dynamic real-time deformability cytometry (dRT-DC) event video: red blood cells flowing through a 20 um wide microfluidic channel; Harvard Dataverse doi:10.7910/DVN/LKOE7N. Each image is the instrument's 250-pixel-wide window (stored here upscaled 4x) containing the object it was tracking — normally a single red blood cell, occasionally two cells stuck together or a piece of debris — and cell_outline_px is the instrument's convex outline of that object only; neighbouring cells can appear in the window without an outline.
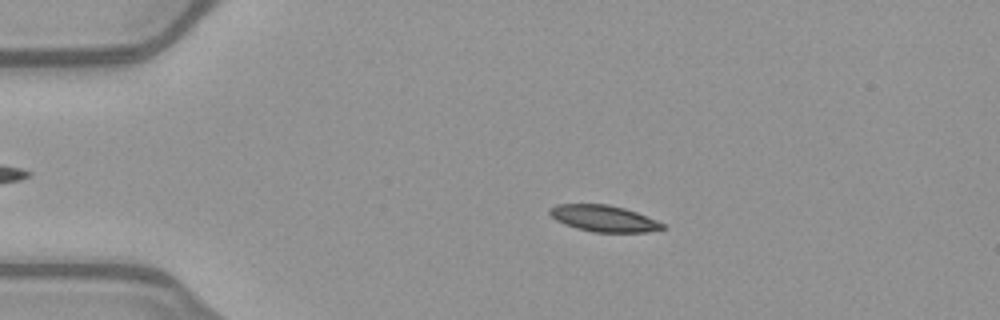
{"species": "common noctule bat (a hibernating species)", "species_latin": "Nyctalus noctula", "temperature_condition": "warm", "stored_images_in_passage": 52, "camera_frame_rate_fps": 3000, "um_per_image_px": 0.085, "animal": {"sex": "female", "body_mass_g": 21.9}, "frame": {"image": 1, "passage_image": 11, "time_ms": 3.333, "image_size_px": [1000, 320], "cell_outline_px": [[668, 228], [648, 232], [592, 232], [576, 228], [564, 224], [556, 220], [548, 212], [548, 208], [556, 204], [608, 204], [624, 208], [636, 212], [656, 220], [664, 224]], "centroid_in_image_um": [51.31, 18.57], "position_along_channel_um": 33.7, "area_um2": 17.46}}
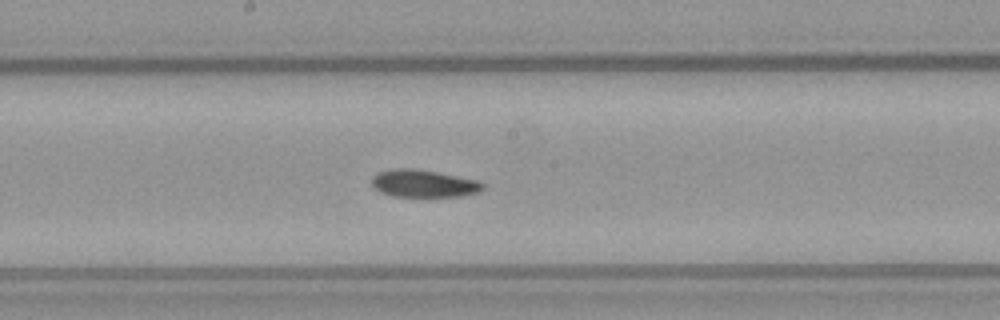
{"frame": {"image": 2, "passage_image": 28, "time_ms": 9.0, "image_size_px": [1000, 320], "cell_outline_px": [[484, 188], [480, 192], [460, 196], [392, 196], [380, 192], [372, 184], [372, 176], [376, 172], [392, 168], [412, 168], [436, 172], [480, 180], [484, 184]], "centroid_in_image_um": [36.01, 15.59], "position_along_channel_um": 212.2, "area_um2": 17.86}}
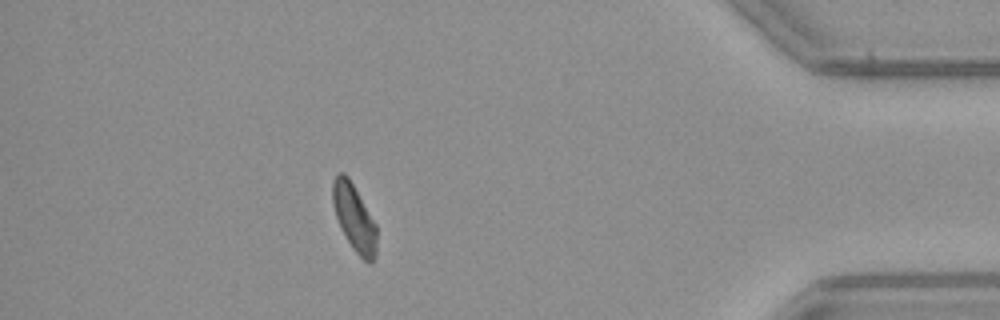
{"frame": {"image": 3, "passage_image": 46, "time_ms": 15.0, "image_size_px": [1000, 320], "cell_outline_px": [[376, 256], [372, 264], [368, 264], [352, 248], [336, 216], [332, 204], [332, 184], [336, 176], [340, 172], [344, 172], [348, 176], [376, 224]], "centroid_in_image_um": [30.12, 18.52], "position_along_channel_um": 405.1, "area_um2": 16.94}, "authors_computed_cell_mechanics": {"area_um2": 17.7735, "velocity_mm_per_s": 4.0044, "shape_relaxation_time_tau1_ms": 4.1814, "shape_relaxation_time_tau2_ms": 5.4981, "deformation_change_tau1": 0.118, "deformation_change_tau2": 0.1022}}